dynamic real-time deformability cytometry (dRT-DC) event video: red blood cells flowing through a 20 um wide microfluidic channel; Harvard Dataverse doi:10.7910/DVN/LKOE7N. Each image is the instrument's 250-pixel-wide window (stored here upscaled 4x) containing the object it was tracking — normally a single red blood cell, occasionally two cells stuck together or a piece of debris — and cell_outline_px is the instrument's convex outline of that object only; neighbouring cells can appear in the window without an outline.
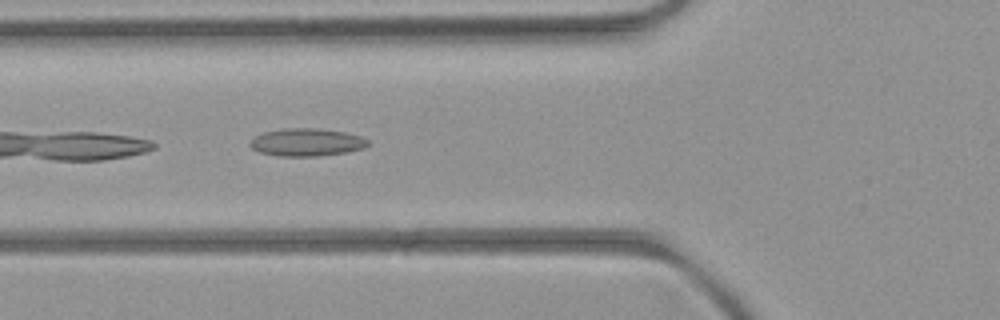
{"species": "common noctule bat (a hibernating species)", "species_latin": "Nyctalus noctula", "temperature_condition": "room temperature", "stored_images_in_passage": 5, "camera_frame_rate_fps": 3000, "um_per_image_px": 0.085, "animal": {"sex": "female", "body_mass_g": 21.9}, "frame": {"image": 1, "passage_image": 5, "time_ms": 4.667, "image_size_px": [1000, 320], "cell_outline_px": [[368, 144], [364, 148], [344, 152], [320, 156], [280, 156], [260, 152], [252, 148], [248, 144], [256, 136], [264, 132], [284, 128], [312, 128], [344, 132], [360, 136], [368, 140]], "centroid_in_image_um": [26.05, 12.09], "position_along_channel_um": 99.8, "area_um2": 18.79}}